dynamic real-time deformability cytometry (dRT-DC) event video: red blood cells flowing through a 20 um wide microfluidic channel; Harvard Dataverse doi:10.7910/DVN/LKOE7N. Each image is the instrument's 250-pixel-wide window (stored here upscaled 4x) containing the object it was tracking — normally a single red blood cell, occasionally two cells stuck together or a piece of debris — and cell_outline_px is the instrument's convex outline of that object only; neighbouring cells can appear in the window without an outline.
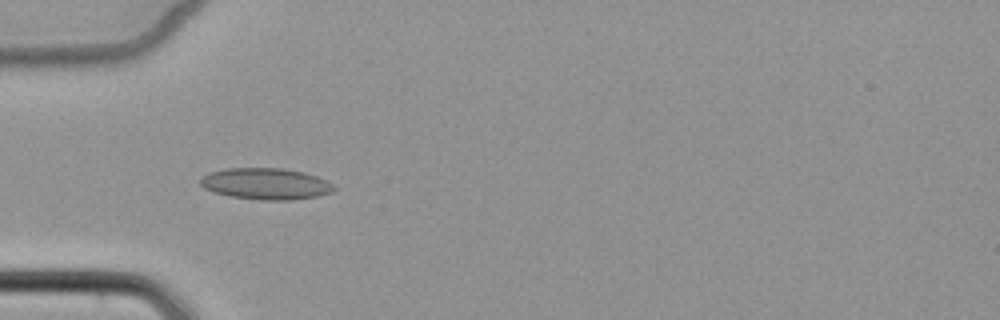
{"species": "common noctule bat (a hibernating species)", "species_latin": "Nyctalus noctula", "temperature_condition": "cold", "stored_images_in_passage": 4, "camera_frame_rate_fps": 3000, "um_per_image_px": 0.085, "animal": {"sex": "female", "body_mass_g": 22.7, "forearm_length_mm": 54.2}, "frame": {"image": 1, "passage_image": 2, "time_ms": 1.333, "image_size_px": [1000, 320], "cell_outline_px": [[336, 188], [332, 192], [316, 196], [292, 200], [260, 200], [228, 196], [212, 192], [204, 188], [200, 184], [200, 180], [204, 176], [212, 172], [228, 168], [280, 168], [304, 172], [316, 176], [332, 184]], "centroid_in_image_um": [22.58, 15.63], "position_along_channel_um": 62.4, "area_um2": 24.33}}
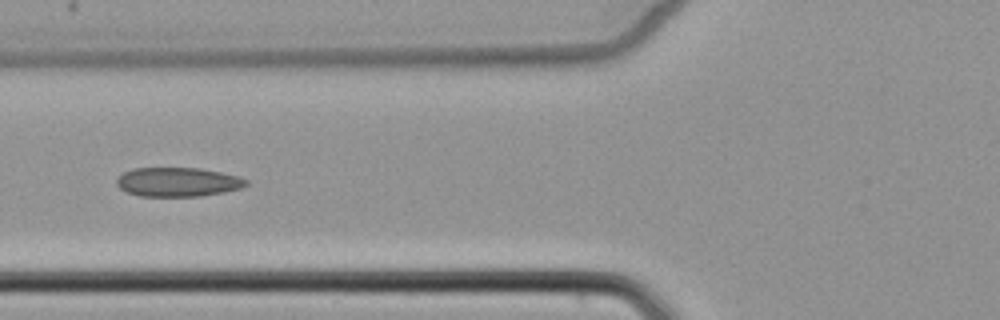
{"frame": {"image": 2, "passage_image": 3, "time_ms": 2.667, "image_size_px": [1000, 320], "cell_outline_px": [[248, 184], [240, 188], [224, 192], [200, 196], [140, 196], [128, 192], [120, 188], [116, 184], [116, 176], [132, 168], [200, 168], [240, 176], [248, 180]], "centroid_in_image_um": [15.1, 15.46], "position_along_channel_um": 110.7, "area_um2": 22.08}}
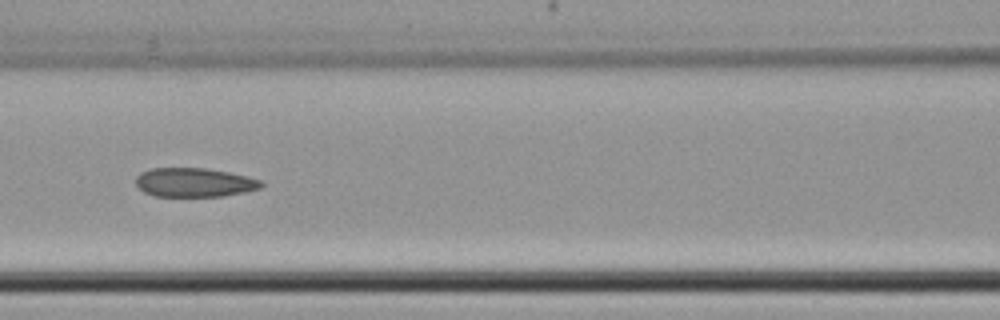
{"frame": {"image": 3, "passage_image": 4, "time_ms": 3.667, "image_size_px": [1000, 320], "cell_outline_px": [[264, 184], [260, 188], [244, 192], [224, 196], [156, 196], [144, 192], [136, 184], [136, 176], [140, 172], [152, 168], [208, 168], [248, 176], [260, 180]], "centroid_in_image_um": [16.52, 15.5], "position_along_channel_um": 150.1, "area_um2": 21.21}}